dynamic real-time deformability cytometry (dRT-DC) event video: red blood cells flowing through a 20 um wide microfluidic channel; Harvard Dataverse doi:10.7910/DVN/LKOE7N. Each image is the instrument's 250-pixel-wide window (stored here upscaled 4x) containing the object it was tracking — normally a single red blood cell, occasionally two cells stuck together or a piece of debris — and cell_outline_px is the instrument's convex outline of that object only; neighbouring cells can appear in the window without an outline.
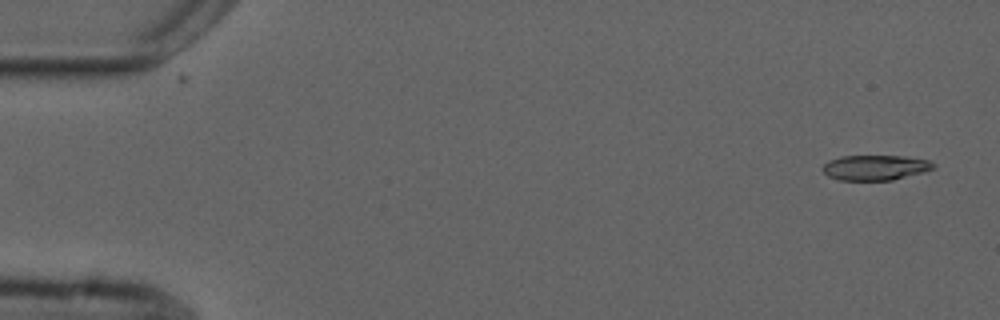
{"species": "common noctule bat (a hibernating species)", "species_latin": "Nyctalus noctula", "temperature_condition": "cold", "stored_images_in_passage": 2, "camera_frame_rate_fps": 3000, "um_per_image_px": 0.085, "animal": {"sex": "male", "forearm_length_mm": 52.5}, "frame": {"image": 1, "passage_image": 1, "time_ms": 0.0, "image_size_px": [1000, 320], "cell_outline_px": [[936, 168], [924, 172], [892, 180], [840, 180], [828, 176], [820, 168], [828, 160], [840, 156], [904, 156], [928, 160], [936, 164]], "centroid_in_image_um": [74.4, 14.24], "position_along_channel_um": 10.6, "area_um2": 16.36}}